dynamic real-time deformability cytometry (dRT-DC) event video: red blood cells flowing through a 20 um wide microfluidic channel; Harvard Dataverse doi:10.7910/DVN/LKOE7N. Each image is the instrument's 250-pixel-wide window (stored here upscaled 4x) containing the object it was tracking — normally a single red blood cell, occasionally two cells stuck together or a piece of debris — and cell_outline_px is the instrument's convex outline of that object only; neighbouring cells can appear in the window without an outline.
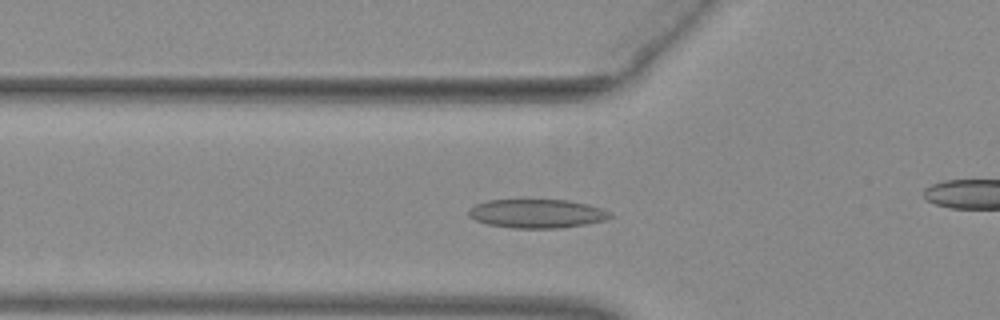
{"species": "common noctule bat (a hibernating species)", "species_latin": "Nyctalus noctula", "temperature_condition": "warm", "stored_images_in_passage": 48, "camera_frame_rate_fps": 3000, "um_per_image_px": 0.085, "animal": {"sex": "female", "body_mass_g": 29.2, "forearm_length_mm": 56.3}, "frame": {"image": 1, "passage_image": 14, "time_ms": 4.333, "image_size_px": [1000, 320], "cell_outline_px": [[616, 216], [608, 220], [588, 224], [560, 228], [512, 228], [488, 224], [476, 220], [468, 216], [468, 208], [476, 204], [488, 200], [568, 200], [588, 204], [612, 212]], "centroid_in_image_um": [45.7, 18.16], "position_along_channel_um": 80.1, "area_um2": 24.04}}
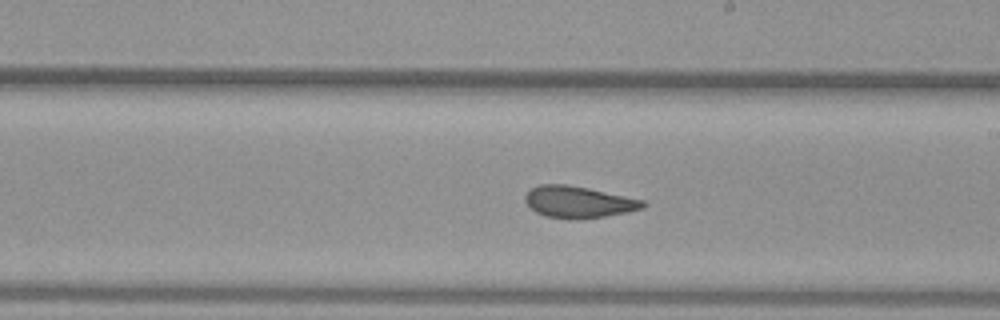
{"frame": {"image": 2, "passage_image": 26, "time_ms": 8.333, "image_size_px": [1000, 320], "cell_outline_px": [[648, 204], [644, 208], [628, 212], [580, 220], [576, 220], [544, 216], [536, 212], [524, 200], [524, 196], [532, 188], [540, 184], [564, 184], [588, 188], [644, 200]], "centroid_in_image_um": [49.19, 17.18], "position_along_channel_um": 239.8, "area_um2": 21.79}}
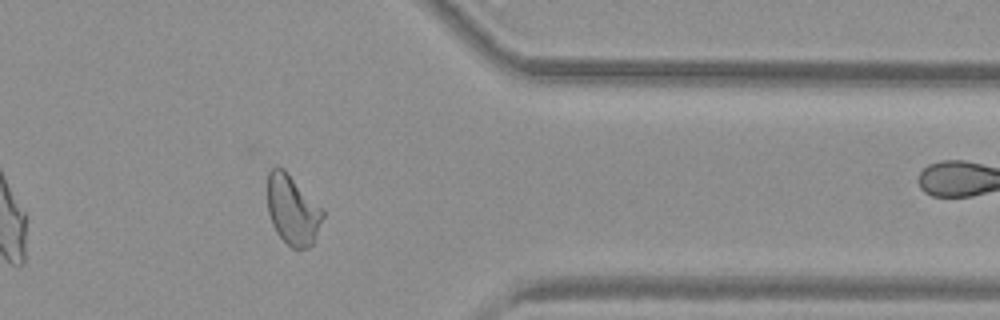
{"frame": {"image": 3, "passage_image": 38, "time_ms": 12.333, "image_size_px": [1000, 320], "cell_outline_px": [[324, 216], [312, 244], [308, 248], [292, 248], [276, 232], [272, 224], [268, 212], [268, 172], [272, 168], [284, 168], [324, 208]], "centroid_in_image_um": [24.89, 17.82], "position_along_channel_um": 386.5, "area_um2": 22.54}, "authors_computed_cell_mechanics": {"area_um2": 23.0333, "velocity_mm_per_s": 3.9835, "shape_relaxation_time_tau1_ms": null, "shape_relaxation_time_tau2_ms": 1.7063, "deformation_change_tau1": null, "deformation_change_tau2": 0.0891}}